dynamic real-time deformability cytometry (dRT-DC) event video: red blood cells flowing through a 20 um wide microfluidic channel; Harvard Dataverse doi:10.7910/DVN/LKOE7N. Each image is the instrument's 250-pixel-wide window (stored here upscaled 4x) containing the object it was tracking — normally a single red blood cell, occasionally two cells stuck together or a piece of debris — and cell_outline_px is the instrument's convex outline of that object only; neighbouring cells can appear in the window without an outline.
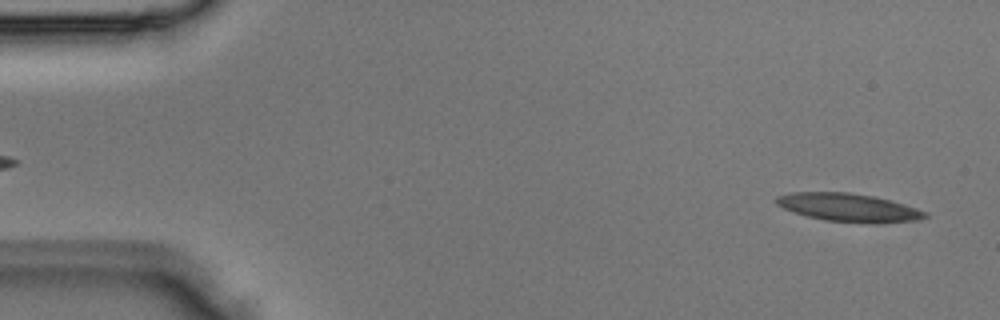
{"species": "Egyptian fruit bat (a non-hibernating species)", "species_latin": "Rousettus aegyptiacus", "temperature_condition": "room temperature", "stored_images_in_passage": 4, "camera_frame_rate_fps": 3000, "um_per_image_px": 0.085, "animal": {"sex": "male"}, "frame": {"image": 1, "passage_image": 4, "time_ms": 1.0, "image_size_px": [1000, 320], "cell_outline_px": [[928, 216], [916, 220], [876, 224], [824, 220], [808, 216], [784, 208], [776, 204], [776, 196], [792, 192], [848, 192], [872, 196], [888, 200], [916, 208], [928, 212]], "centroid_in_image_um": [72.14, 17.64], "position_along_channel_um": 12.9, "area_um2": 24.22}}